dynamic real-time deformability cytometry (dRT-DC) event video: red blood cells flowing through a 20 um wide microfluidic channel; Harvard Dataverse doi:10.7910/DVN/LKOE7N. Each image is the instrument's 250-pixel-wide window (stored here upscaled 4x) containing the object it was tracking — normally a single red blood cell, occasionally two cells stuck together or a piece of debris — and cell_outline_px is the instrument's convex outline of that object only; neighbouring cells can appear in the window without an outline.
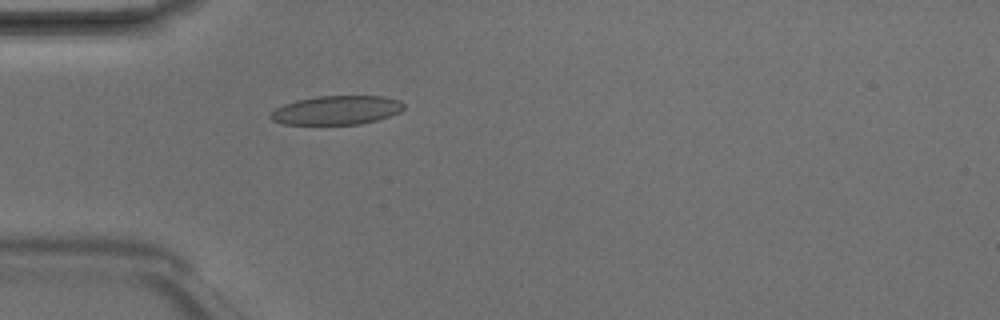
{"species": "Egyptian fruit bat (a non-hibernating species)", "species_latin": "Rousettus aegyptiacus", "temperature_condition": "room temperature", "stored_images_in_passage": 3, "camera_frame_rate_fps": 3000, "um_per_image_px": 0.085, "animal": {"sex": "male"}, "frame": {"image": 1, "passage_image": 3, "time_ms": 0.667, "image_size_px": [1000, 320], "cell_outline_px": [[404, 108], [400, 112], [376, 120], [360, 124], [284, 124], [272, 120], [268, 116], [276, 108], [284, 104], [296, 100], [320, 96], [384, 96], [400, 100], [404, 104]], "centroid_in_image_um": [28.62, 9.36], "position_along_channel_um": 56.4, "area_um2": 22.37}}